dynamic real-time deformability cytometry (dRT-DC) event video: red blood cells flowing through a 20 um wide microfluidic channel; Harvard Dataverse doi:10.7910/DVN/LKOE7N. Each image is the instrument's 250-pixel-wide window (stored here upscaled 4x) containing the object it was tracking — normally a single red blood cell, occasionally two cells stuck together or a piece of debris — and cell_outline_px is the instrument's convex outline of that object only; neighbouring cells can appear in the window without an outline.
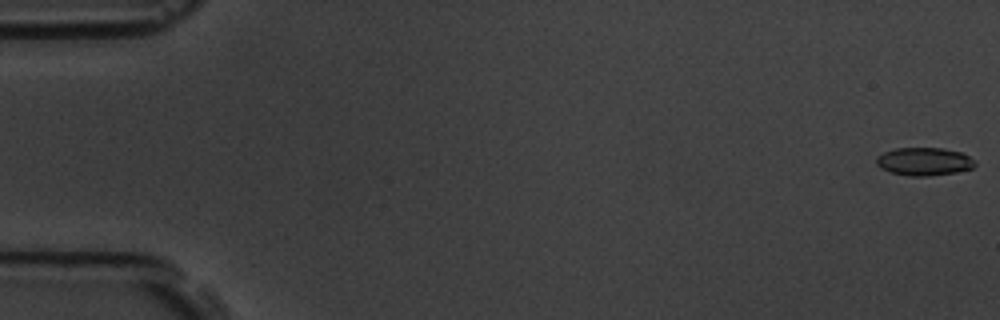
{"species": "common noctule bat (a hibernating species)", "species_latin": "Nyctalus noctula", "temperature_condition": "room temperature", "stored_images_in_passage": 58, "camera_frame_rate_fps": 3000, "um_per_image_px": 0.085, "animal": {"sex": "male", "body_mass_g": 19.5, "forearm_length_mm": 54.6}, "frame": {"image": 1, "passage_image": 1, "time_ms": 0.0, "image_size_px": [1000, 320], "cell_outline_px": [[976, 164], [972, 168], [956, 172], [928, 176], [908, 176], [892, 172], [880, 168], [876, 164], [876, 156], [884, 152], [896, 148], [944, 148], [960, 152], [976, 160]], "centroid_in_image_um": [78.54, 13.72], "position_along_channel_um": 6.5, "area_um2": 16.13}}
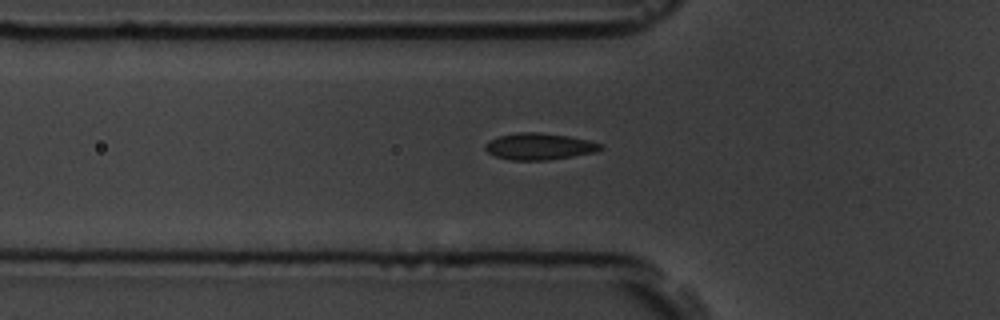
{"frame": {"image": 2, "passage_image": 20, "time_ms": 6.333, "image_size_px": [1000, 320], "cell_outline_px": [[604, 148], [596, 152], [548, 160], [512, 160], [496, 156], [488, 152], [484, 148], [484, 144], [488, 140], [500, 136], [516, 132], [540, 132], [568, 136], [588, 140], [604, 144]], "centroid_in_image_um": [45.85, 12.44], "position_along_channel_um": 80.0, "area_um2": 17.98}}
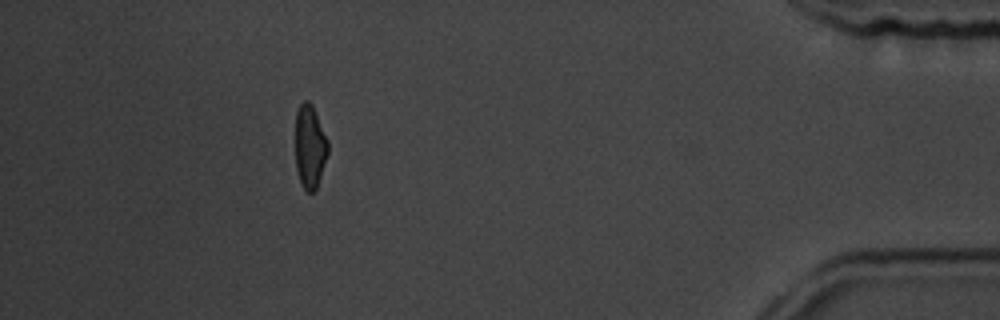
{"frame": {"image": 3, "passage_image": 52, "time_ms": 17.0, "image_size_px": [1000, 320], "cell_outline_px": [[328, 152], [316, 188], [312, 192], [308, 192], [304, 188], [296, 172], [296, 112], [300, 104], [304, 100], [308, 100], [312, 104], [328, 140]], "centroid_in_image_um": [26.33, 12.43], "position_along_channel_um": 408.9, "area_um2": 15.66}, "authors_computed_cell_mechanics": {"area_um2": 16.9932, "velocity_mm_per_s": 3.6014, "shape_relaxation_time_tau1_ms": 4.4738, "shape_relaxation_time_tau2_ms": 1.4061, "deformation_change_tau1": 0.1179, "deformation_change_tau2": 0.0493}}